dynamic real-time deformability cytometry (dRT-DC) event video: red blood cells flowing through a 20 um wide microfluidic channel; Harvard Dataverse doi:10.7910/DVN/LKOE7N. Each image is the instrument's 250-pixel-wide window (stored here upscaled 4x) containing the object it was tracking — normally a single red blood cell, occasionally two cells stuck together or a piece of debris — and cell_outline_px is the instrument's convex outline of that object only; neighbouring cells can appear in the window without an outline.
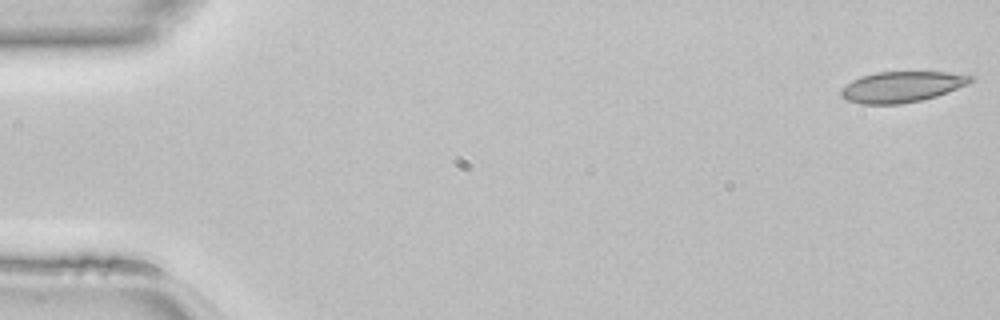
{"species": "common noctule bat (a hibernating species)", "species_latin": "Nyctalus noctula", "temperature_condition": "room temperature", "stored_images_in_passage": 47, "camera_frame_rate_fps": 3000, "um_per_image_px": 0.085, "animal": {"sex": "female", "body_mass_g": 22.7, "forearm_length_mm": 54.2}, "frame": {"image": 1, "passage_image": 1, "time_ms": 0.0, "image_size_px": [1000, 320], "cell_outline_px": [[976, 80], [968, 84], [936, 96], [920, 100], [900, 104], [860, 104], [848, 100], [840, 96], [840, 88], [852, 80], [876, 72], [948, 72], [976, 76]], "centroid_in_image_um": [76.67, 7.37], "position_along_channel_um": 8.3, "area_um2": 23.29}}
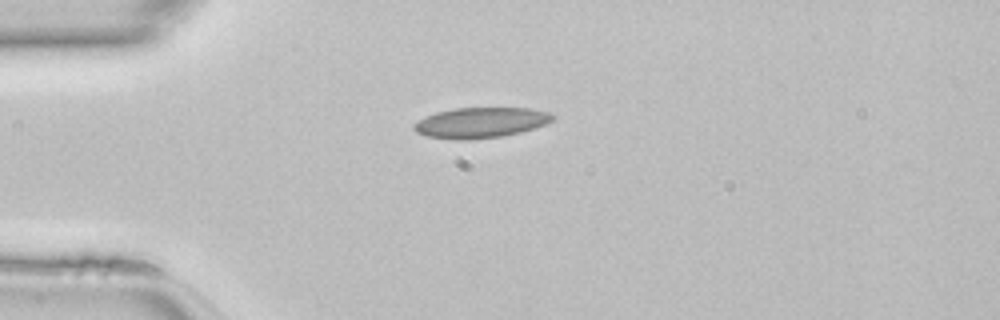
{"frame": {"image": 2, "passage_image": 12, "time_ms": 3.667, "image_size_px": [1000, 320], "cell_outline_px": [[556, 116], [552, 120], [544, 124], [520, 132], [504, 136], [468, 140], [456, 140], [428, 136], [416, 132], [412, 128], [412, 124], [424, 116], [436, 112], [456, 108], [532, 108], [548, 112]], "centroid_in_image_um": [40.82, 10.42], "position_along_channel_um": 44.2, "area_um2": 24.68}}
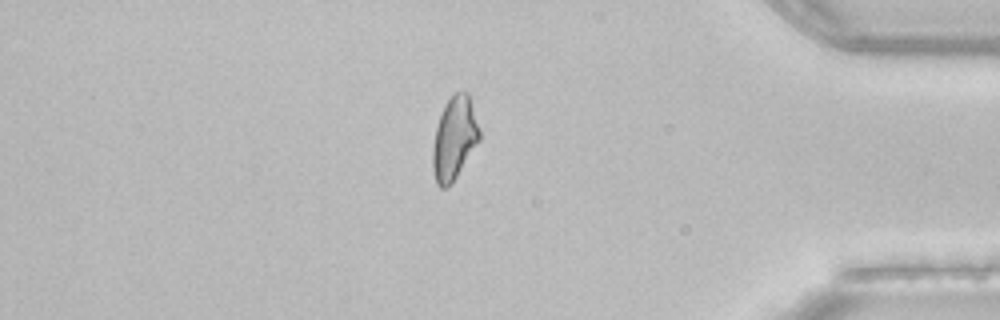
{"frame": {"image": 3, "passage_image": 40, "time_ms": 13.0, "image_size_px": [1000, 320], "cell_outline_px": [[480, 140], [452, 184], [448, 188], [440, 188], [436, 184], [432, 168], [432, 148], [436, 128], [444, 104], [456, 92], [468, 92], [480, 132]], "centroid_in_image_um": [38.6, 11.81], "position_along_channel_um": 396.6, "area_um2": 22.6}}